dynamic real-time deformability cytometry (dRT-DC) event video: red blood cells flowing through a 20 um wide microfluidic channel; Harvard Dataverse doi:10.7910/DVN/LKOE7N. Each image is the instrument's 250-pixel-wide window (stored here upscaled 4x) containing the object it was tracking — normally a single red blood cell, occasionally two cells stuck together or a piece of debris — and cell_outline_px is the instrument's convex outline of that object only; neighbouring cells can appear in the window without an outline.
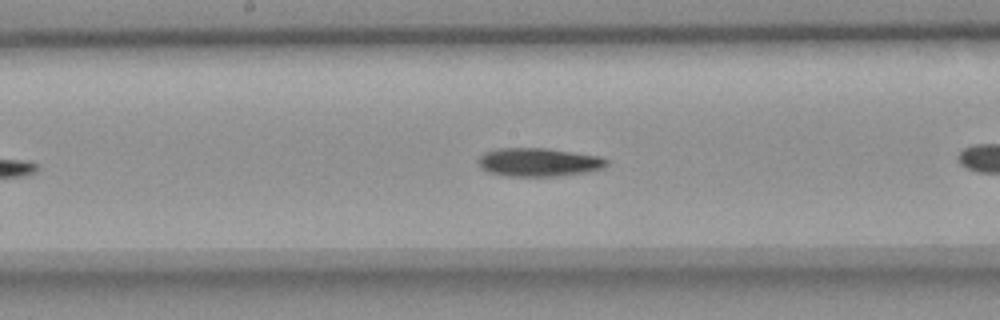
{"species": "common noctule bat (a hibernating species)", "species_latin": "Nyctalus noctula", "temperature_condition": "room temperature", "stored_images_in_passage": 28, "camera_frame_rate_fps": 3000, "um_per_image_px": 0.085, "animal": {"sex": "female", "body_mass_g": 18.4}, "frame": {"image": 1, "passage_image": 13, "time_ms": 4.0, "image_size_px": [1000, 320], "cell_outline_px": [[608, 164], [604, 168], [584, 172], [560, 176], [504, 176], [488, 172], [480, 168], [476, 164], [476, 160], [484, 152], [496, 148], [548, 148], [600, 156], [608, 160]], "centroid_in_image_um": [45.74, 13.78], "position_along_channel_um": 202.5, "area_um2": 21.62}}
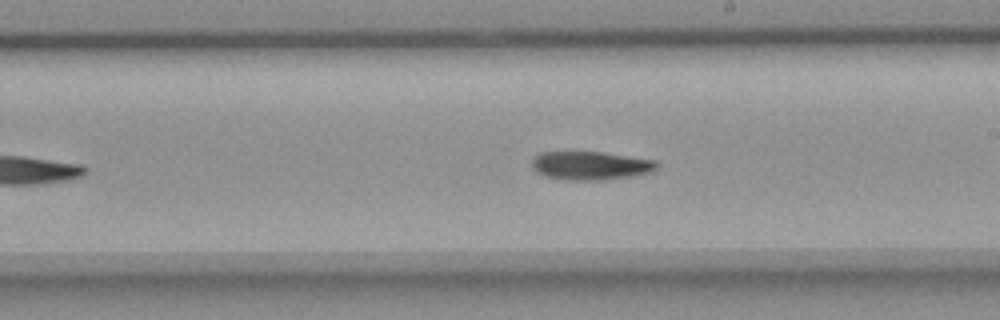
{"frame": {"image": 2, "passage_image": 16, "time_ms": 5.0, "image_size_px": [1000, 320], "cell_outline_px": [[660, 168], [652, 172], [632, 176], [608, 180], [560, 180], [544, 176], [532, 168], [532, 160], [540, 152], [604, 152], [656, 160], [660, 164]], "centroid_in_image_um": [50.25, 14.08], "position_along_channel_um": 238.7, "area_um2": 21.15}}
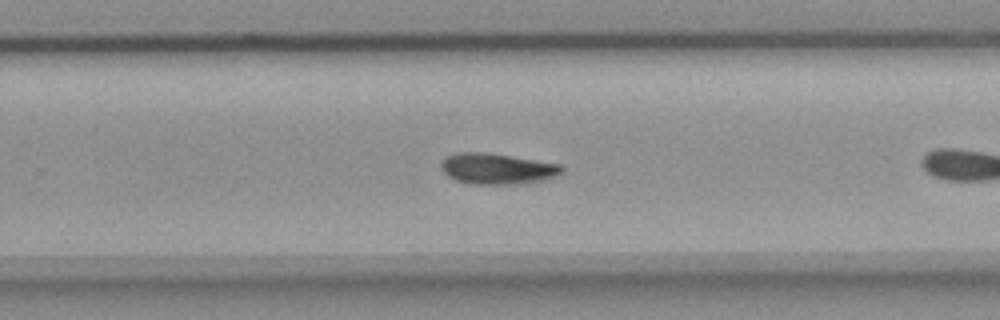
{"frame": {"image": 3, "passage_image": 20, "time_ms": 6.333, "image_size_px": [1000, 320], "cell_outline_px": [[564, 172], [556, 176], [540, 180], [512, 184], [472, 184], [456, 180], [448, 176], [440, 168], [440, 164], [444, 156], [456, 152], [484, 152], [560, 164], [564, 168]], "centroid_in_image_um": [42.2, 14.33], "position_along_channel_um": 287.6, "area_um2": 21.62}, "authors_computed_cell_mechanics": {"area_um2": 21.0392, "velocity_mm_per_s": 3.6546, "shape_relaxation_time_tau1_ms": null, "shape_relaxation_time_tau2_ms": 5.1133, "deformation_change_tau1": null, "deformation_change_tau2": 0.1129}}